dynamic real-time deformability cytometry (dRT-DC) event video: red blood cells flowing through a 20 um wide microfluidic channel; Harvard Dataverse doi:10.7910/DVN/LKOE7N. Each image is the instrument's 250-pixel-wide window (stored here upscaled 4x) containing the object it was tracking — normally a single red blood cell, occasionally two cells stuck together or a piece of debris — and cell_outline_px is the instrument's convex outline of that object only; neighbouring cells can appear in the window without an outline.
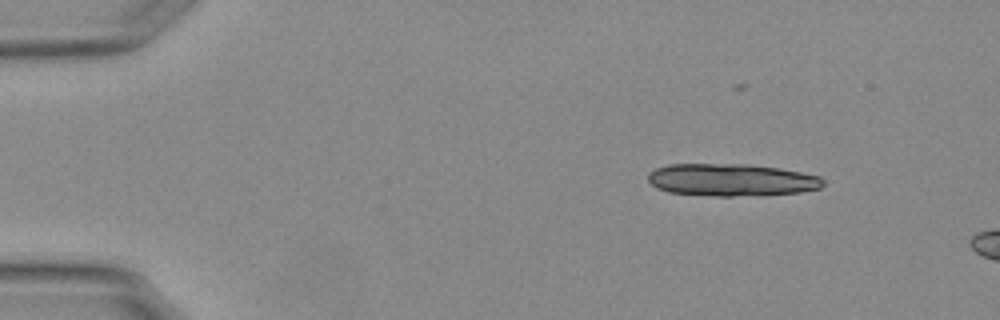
{"species": "Egyptian fruit bat (a non-hibernating species)", "species_latin": "Rousettus aegyptiacus", "temperature_condition": "warm", "stored_images_in_passage": 8, "camera_frame_rate_fps": 3000, "um_per_image_px": 0.085, "animal": {"sex": "female"}, "frame": {"image": 1, "passage_image": 1, "time_ms": 0.0, "image_size_px": [1000, 320], "cell_outline_px": [[824, 184], [820, 188], [800, 192], [732, 196], [720, 196], [668, 192], [656, 188], [648, 180], [648, 172], [656, 168], [668, 164], [744, 164], [780, 168], [820, 176], [824, 180]], "centroid_in_image_um": [62.15, 15.28], "position_along_channel_um": 22.9, "area_um2": 32.83}}